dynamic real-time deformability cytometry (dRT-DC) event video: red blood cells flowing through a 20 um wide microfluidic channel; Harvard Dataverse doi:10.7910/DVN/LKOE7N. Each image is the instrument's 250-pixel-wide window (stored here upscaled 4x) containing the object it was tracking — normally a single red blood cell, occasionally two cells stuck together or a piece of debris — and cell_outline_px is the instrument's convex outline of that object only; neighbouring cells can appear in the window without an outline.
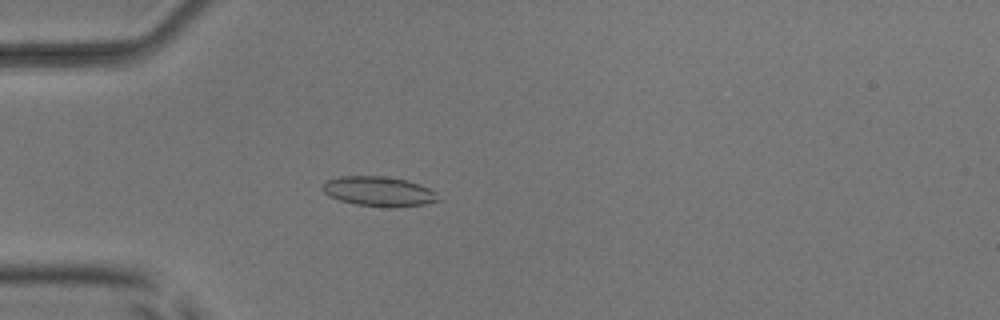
{"species": "common noctule bat (a hibernating species)", "species_latin": "Nyctalus noctula", "temperature_condition": "room temperature", "stored_images_in_passage": 4, "camera_frame_rate_fps": 3000, "um_per_image_px": 0.085, "animal": {"sex": "male", "body_mass_g": 17.9, "forearm_length_mm": 54.2}, "frame": {"image": 1, "passage_image": 4, "time_ms": 3.333, "image_size_px": [1000, 320], "cell_outline_px": [[440, 200], [424, 204], [356, 204], [340, 200], [328, 196], [320, 188], [328, 180], [340, 176], [384, 176], [408, 180], [420, 184], [436, 192]], "centroid_in_image_um": [32.15, 16.21], "position_along_channel_um": 52.8, "area_um2": 19.13}}